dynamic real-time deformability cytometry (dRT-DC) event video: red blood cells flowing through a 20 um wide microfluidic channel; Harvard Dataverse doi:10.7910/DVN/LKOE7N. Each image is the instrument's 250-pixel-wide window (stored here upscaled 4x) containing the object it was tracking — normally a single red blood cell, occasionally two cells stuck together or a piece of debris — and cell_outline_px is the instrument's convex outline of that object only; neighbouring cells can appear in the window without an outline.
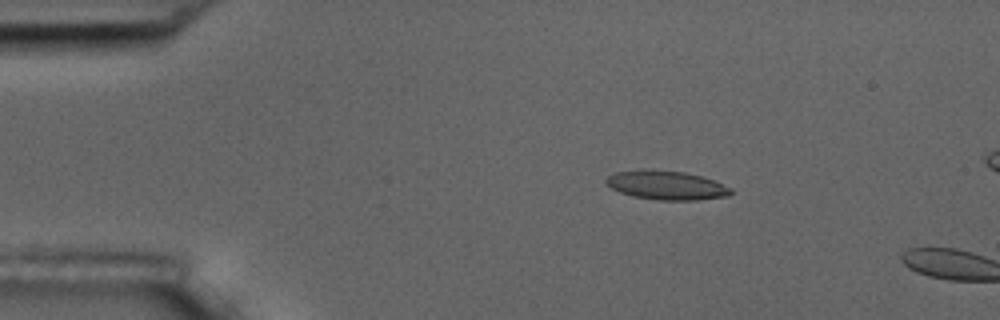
{"species": "common noctule bat (a hibernating species)", "species_latin": "Nyctalus noctula", "temperature_condition": "room temperature", "stored_images_in_passage": 3, "camera_frame_rate_fps": 3000, "um_per_image_px": 0.085, "animal": {"sex": "male", "body_mass_g": 17.5, "forearm_length_mm": 52.3}, "frame": {"image": 1, "passage_image": 2, "time_ms": 1.333, "image_size_px": [1000, 320], "cell_outline_px": [[732, 192], [728, 196], [696, 200], [656, 200], [632, 196], [620, 192], [604, 184], [604, 180], [608, 176], [616, 172], [644, 168], [652, 168], [684, 172], [700, 176], [712, 180], [732, 188]], "centroid_in_image_um": [56.59, 15.73], "position_along_channel_um": 28.4, "area_um2": 21.33}}